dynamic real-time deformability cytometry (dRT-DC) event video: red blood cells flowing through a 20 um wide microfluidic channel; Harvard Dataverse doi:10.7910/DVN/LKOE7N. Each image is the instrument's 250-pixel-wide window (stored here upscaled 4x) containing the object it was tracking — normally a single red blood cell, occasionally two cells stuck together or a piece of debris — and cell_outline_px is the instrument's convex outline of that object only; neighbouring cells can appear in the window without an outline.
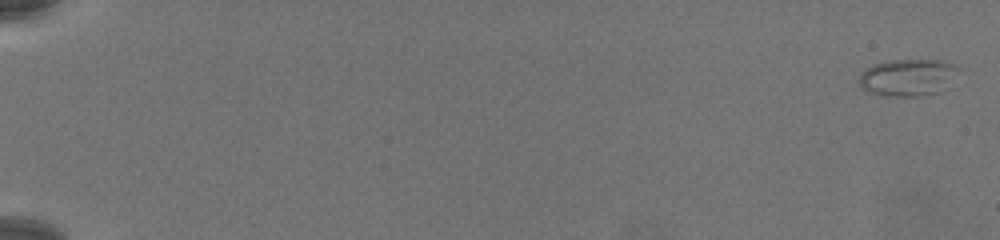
{"species": "common noctule bat (a hibernating species)", "species_latin": "Nyctalus noctula", "temperature_condition": "warm", "stored_images_in_passage": 16, "camera_frame_rate_fps": 3000, "um_per_image_px": 0.085, "animal": {"sex": "female", "body_mass_g": 19.5, "forearm_length_mm": 54.1}, "frame": {"image": 1, "passage_image": 1, "time_ms": 0.0, "image_size_px": [1000, 240], "cell_outline_px": [[960, 68], [940, 92], [920, 96], [884, 96], [868, 92], [856, 80], [860, 72], [864, 68], [872, 64], [892, 60], [944, 60], [956, 64]], "centroid_in_image_um": [77.11, 6.57], "position_along_channel_um": 7.9, "area_um2": 21.62}}
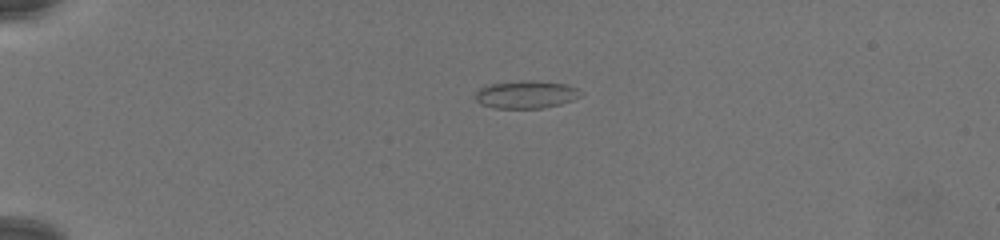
{"frame": {"image": 2, "passage_image": 11, "time_ms": 3.333, "image_size_px": [1000, 240], "cell_outline_px": [[584, 92], [580, 96], [572, 100], [560, 104], [544, 108], [496, 108], [480, 104], [472, 96], [480, 88], [492, 84], [528, 80], [536, 80], [564, 84], [576, 88]], "centroid_in_image_um": [44.71, 8.04], "position_along_channel_um": 40.3, "area_um2": 16.99}}
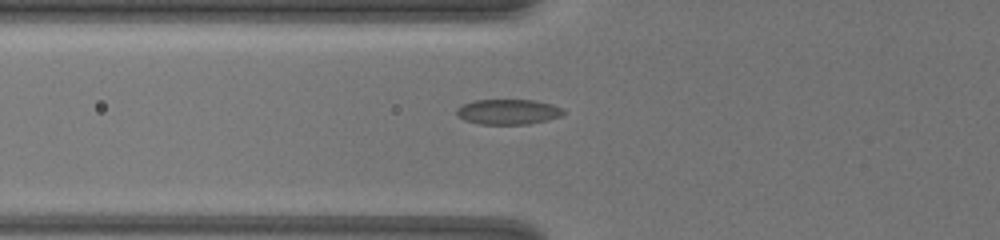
{"frame": {"image": 3, "passage_image": 16, "time_ms": 5.0, "image_size_px": [1000, 240], "cell_outline_px": [[564, 112], [560, 116], [548, 120], [528, 124], [480, 124], [464, 120], [456, 116], [456, 108], [464, 104], [476, 100], [536, 100], [552, 104], [564, 108]], "centroid_in_image_um": [43.19, 9.5], "position_along_channel_um": 82.6, "area_um2": 15.78}}